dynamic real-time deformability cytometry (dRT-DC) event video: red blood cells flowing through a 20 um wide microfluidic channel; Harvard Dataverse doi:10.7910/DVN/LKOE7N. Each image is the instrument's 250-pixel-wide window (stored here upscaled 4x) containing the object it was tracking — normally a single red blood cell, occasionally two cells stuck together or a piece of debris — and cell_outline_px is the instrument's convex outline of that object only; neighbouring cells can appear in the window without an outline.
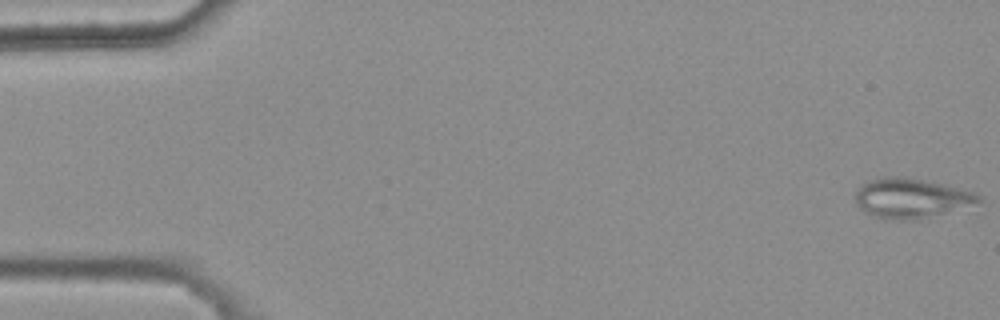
{"species": "common noctule bat (a hibernating species)", "species_latin": "Nyctalus noctula", "temperature_condition": "warm", "stored_images_in_passage": 4, "camera_frame_rate_fps": 3000, "um_per_image_px": 0.085, "animal": {"sex": "female", "body_mass_g": 25.1}, "frame": {"image": 1, "passage_image": 4, "time_ms": 1.0, "image_size_px": [1000, 320], "cell_outline_px": [[984, 200], [920, 220], [892, 220], [872, 216], [864, 212], [856, 204], [856, 192], [860, 184], [868, 180], [880, 176], [904, 176], [940, 184], [972, 192], [980, 196]], "centroid_in_image_um": [77.34, 16.85], "position_along_channel_um": 7.7, "area_um2": 28.38}}